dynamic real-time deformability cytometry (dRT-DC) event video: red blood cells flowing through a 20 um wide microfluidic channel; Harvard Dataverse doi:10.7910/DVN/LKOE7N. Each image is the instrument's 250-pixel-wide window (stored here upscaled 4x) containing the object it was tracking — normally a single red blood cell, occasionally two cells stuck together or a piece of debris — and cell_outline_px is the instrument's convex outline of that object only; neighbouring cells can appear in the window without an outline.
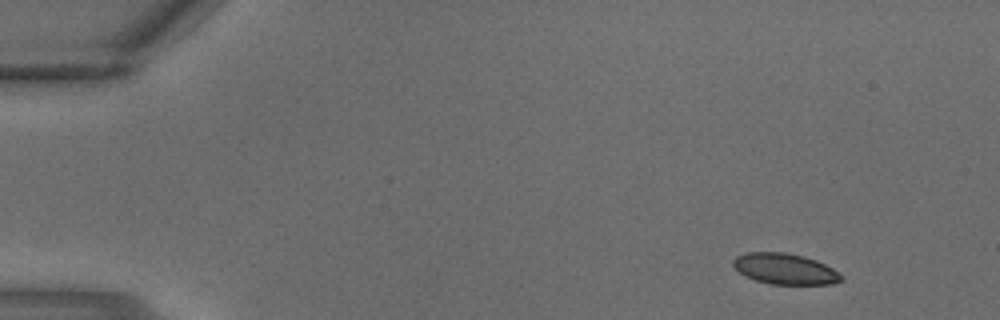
{"species": "common noctule bat (a hibernating species)", "species_latin": "Nyctalus noctula", "temperature_condition": "warm", "stored_images_in_passage": 3, "camera_frame_rate_fps": 3000, "um_per_image_px": 0.085, "animal": {"sex": "male", "body_mass_g": 18.8}, "frame": {"image": 1, "passage_image": 1, "time_ms": 0.0, "image_size_px": [1000, 320], "cell_outline_px": [[844, 280], [832, 284], [772, 284], [756, 280], [744, 276], [732, 264], [732, 260], [736, 256], [748, 252], [784, 252], [804, 256], [816, 260], [832, 268], [844, 276]], "centroid_in_image_um": [66.73, 22.85], "position_along_channel_um": 18.3, "area_um2": 19.48}}